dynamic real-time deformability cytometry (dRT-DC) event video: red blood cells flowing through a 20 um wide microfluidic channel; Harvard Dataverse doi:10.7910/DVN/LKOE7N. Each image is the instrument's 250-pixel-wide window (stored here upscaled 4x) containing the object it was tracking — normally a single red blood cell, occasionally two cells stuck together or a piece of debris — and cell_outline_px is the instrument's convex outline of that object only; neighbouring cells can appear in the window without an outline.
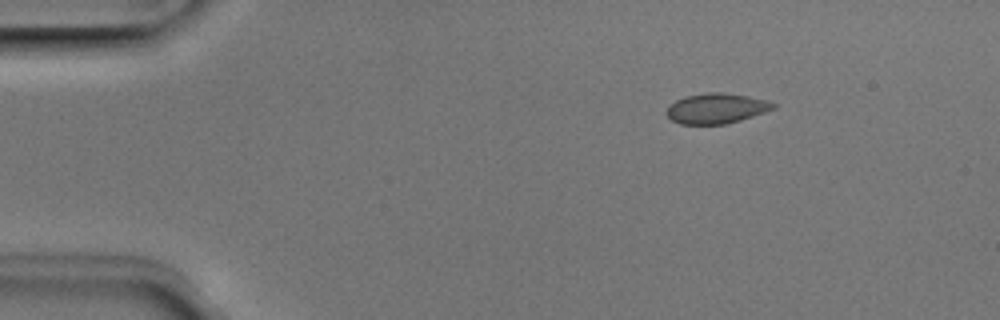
{"species": "Egyptian fruit bat (a non-hibernating species)", "species_latin": "Rousettus aegyptiacus", "temperature_condition": "room temperature", "stored_images_in_passage": 4, "camera_frame_rate_fps": 3000, "um_per_image_px": 0.085, "animal": {"sex": "male"}, "frame": {"image": 1, "passage_image": 3, "time_ms": 0.667, "image_size_px": [1000, 320], "cell_outline_px": [[776, 108], [740, 120], [724, 124], [680, 124], [672, 120], [664, 112], [676, 100], [684, 96], [708, 92], [724, 92], [748, 96], [764, 100], [776, 104]], "centroid_in_image_um": [60.87, 9.21], "position_along_channel_um": 24.1, "area_um2": 18.67}}